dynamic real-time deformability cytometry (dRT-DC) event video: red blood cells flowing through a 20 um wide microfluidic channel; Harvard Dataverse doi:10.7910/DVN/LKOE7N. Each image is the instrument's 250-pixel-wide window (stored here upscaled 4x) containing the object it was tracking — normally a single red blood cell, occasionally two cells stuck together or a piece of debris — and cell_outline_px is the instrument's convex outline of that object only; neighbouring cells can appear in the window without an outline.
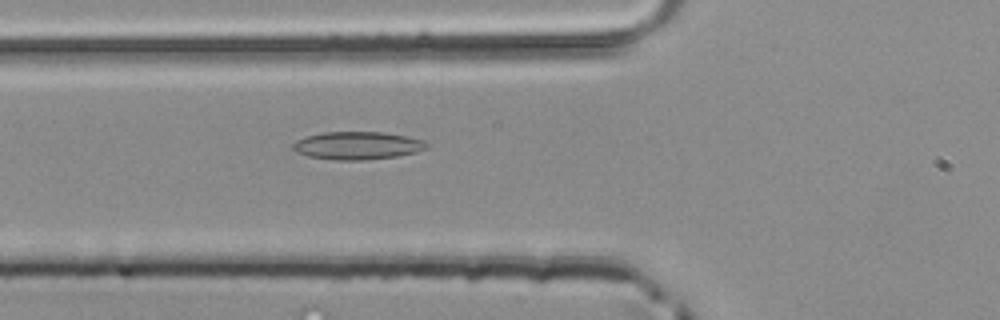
{"species": "common noctule bat (a hibernating species)", "species_latin": "Nyctalus noctula", "temperature_condition": "room temperature", "stored_images_in_passage": 35, "camera_frame_rate_fps": 3000, "um_per_image_px": 0.085, "animal": {"sex": "male", "body_mass_g": 20.4}, "frame": {"image": 1, "passage_image": 7, "time_ms": 2.0, "image_size_px": [1000, 320], "cell_outline_px": [[432, 144], [428, 148], [416, 152], [396, 156], [364, 160], [332, 160], [308, 156], [296, 152], [292, 148], [292, 144], [296, 140], [304, 136], [324, 132], [384, 132], [424, 140]], "centroid_in_image_um": [30.38, 12.37], "position_along_channel_um": 95.4, "area_um2": 21.91}}
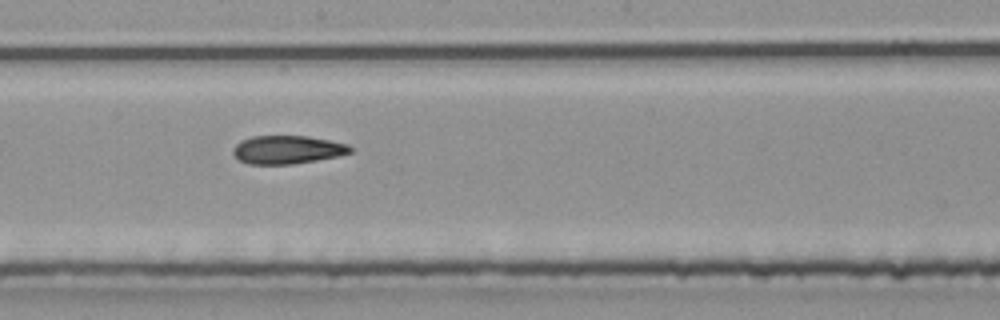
{"frame": {"image": 2, "passage_image": 16, "time_ms": 5.0, "image_size_px": [1000, 320], "cell_outline_px": [[352, 152], [340, 156], [292, 164], [248, 164], [240, 160], [232, 152], [236, 144], [240, 140], [252, 136], [308, 136], [348, 144], [352, 148]], "centroid_in_image_um": [24.43, 12.72], "position_along_channel_um": 223.8, "area_um2": 19.31}}
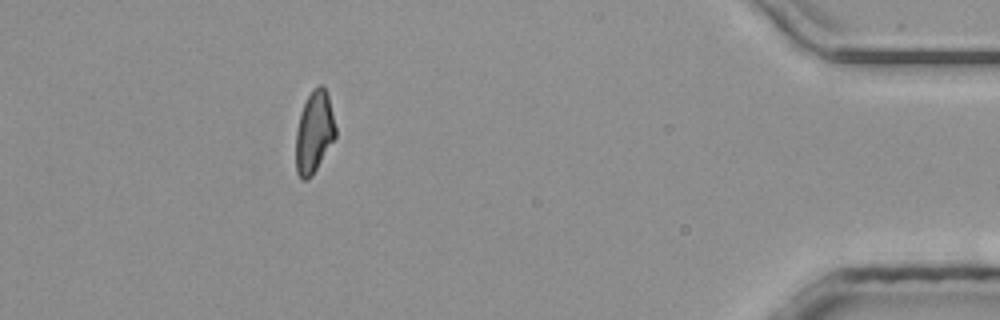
{"frame": {"image": 3, "passage_image": 33, "time_ms": 10.667, "image_size_px": [1000, 320], "cell_outline_px": [[336, 136], [312, 176], [308, 180], [300, 180], [296, 172], [296, 132], [300, 112], [312, 88], [320, 84], [324, 84], [328, 92], [336, 128]], "centroid_in_image_um": [26.7, 11.21], "position_along_channel_um": 408.5, "area_um2": 19.19}}